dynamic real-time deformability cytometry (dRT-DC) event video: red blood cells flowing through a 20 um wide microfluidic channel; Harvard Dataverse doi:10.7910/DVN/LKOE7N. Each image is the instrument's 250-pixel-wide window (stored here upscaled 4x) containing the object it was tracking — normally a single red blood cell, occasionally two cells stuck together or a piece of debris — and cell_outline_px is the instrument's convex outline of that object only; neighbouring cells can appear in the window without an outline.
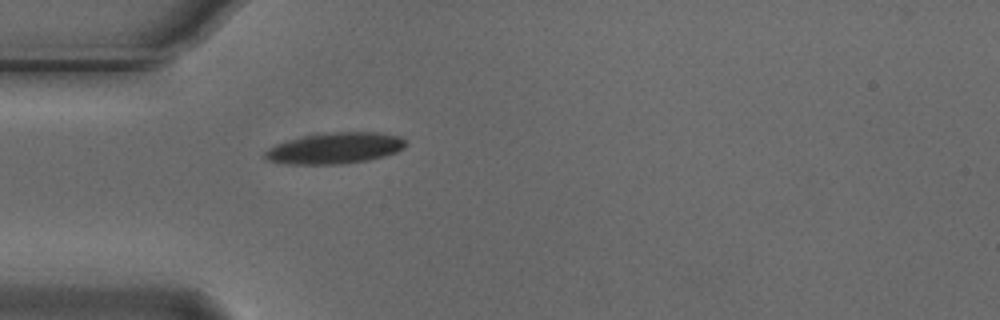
{"species": "Egyptian fruit bat (a non-hibernating species)", "species_latin": "Rousettus aegyptiacus", "temperature_condition": "cold", "stored_images_in_passage": 40, "camera_frame_rate_fps": 3000, "um_per_image_px": 0.085, "animal": {"sex": "male"}, "frame": {"image": 1, "passage_image": 1, "time_ms": 0.0, "image_size_px": [1000, 320], "cell_outline_px": [[408, 144], [404, 148], [396, 152], [384, 156], [368, 160], [340, 164], [292, 164], [268, 160], [260, 156], [268, 148], [276, 144], [288, 140], [304, 136], [324, 132], [380, 132], [400, 136]], "centroid_in_image_um": [28.48, 12.59], "position_along_channel_um": 56.5, "area_um2": 25.66}}
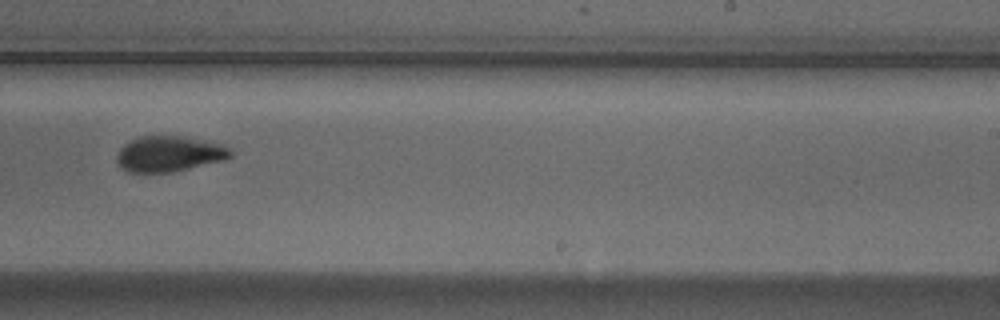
{"frame": {"image": 2, "passage_image": 19, "time_ms": 6.0, "image_size_px": [1000, 320], "cell_outline_px": [[232, 156], [224, 160], [172, 172], [128, 172], [120, 168], [116, 160], [116, 156], [120, 148], [124, 144], [140, 136], [180, 136], [224, 144], [232, 152]], "centroid_in_image_um": [14.36, 13.08], "position_along_channel_um": 274.6, "area_um2": 23.58}}
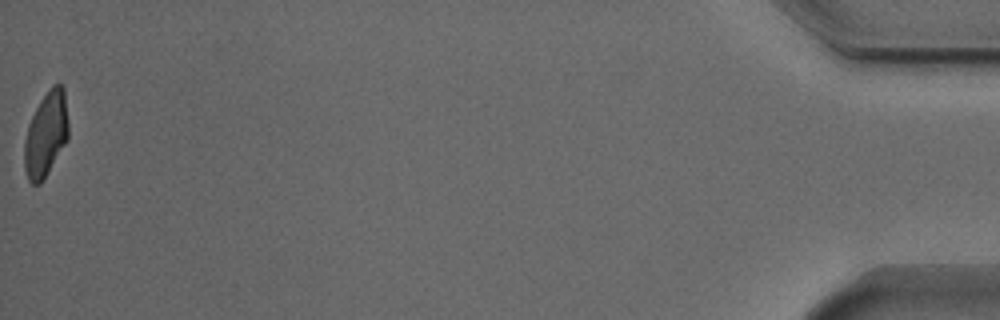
{"frame": {"image": 3, "passage_image": 40, "time_ms": 13.0, "image_size_px": [1000, 320], "cell_outline_px": [[68, 140], [40, 184], [32, 184], [28, 180], [24, 168], [24, 140], [28, 124], [40, 100], [48, 88], [52, 84], [60, 84], [64, 88], [68, 120]], "centroid_in_image_um": [3.9, 11.4], "position_along_channel_um": 431.3, "area_um2": 21.91}, "authors_computed_cell_mechanics": {"area_um2": 23.4957, "velocity_mm_per_s": 3.7215, "shape_relaxation_time_tau1_ms": 2.6075, "shape_relaxation_time_tau2_ms": 3.1437, "deformation_change_tau1": 0.1314, "deformation_change_tau2": 0.0893}}